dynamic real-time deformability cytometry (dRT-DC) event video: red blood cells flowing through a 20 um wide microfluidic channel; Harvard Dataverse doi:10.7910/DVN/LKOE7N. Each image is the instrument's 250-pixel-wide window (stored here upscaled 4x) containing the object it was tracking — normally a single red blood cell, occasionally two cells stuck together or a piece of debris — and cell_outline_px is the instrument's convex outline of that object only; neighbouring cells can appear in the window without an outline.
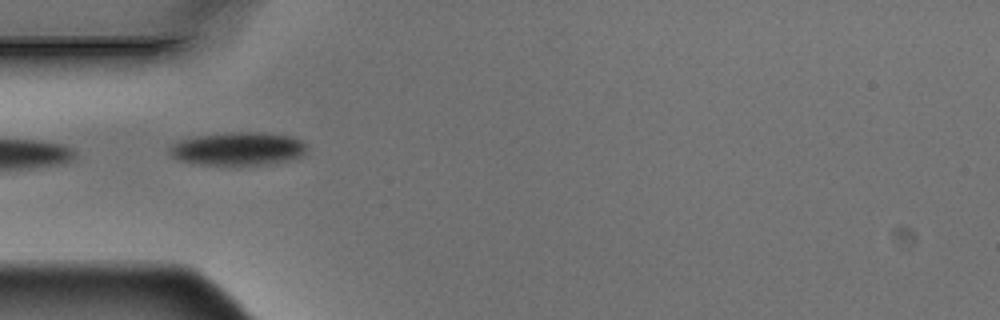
{"species": "Egyptian fruit bat (a non-hibernating species)", "species_latin": "Rousettus aegyptiacus", "temperature_condition": "warm", "stored_images_in_passage": 12, "camera_frame_rate_fps": 3000, "um_per_image_px": 0.085, "animal": {"sex": "male"}, "frame": {"image": 1, "passage_image": 2, "time_ms": 0.333, "image_size_px": [1000, 320], "cell_outline_px": [[308, 148], [300, 156], [284, 160], [260, 164], [192, 164], [176, 160], [168, 152], [168, 148], [172, 144], [180, 140], [192, 136], [228, 132], [268, 132], [292, 136], [300, 140]], "centroid_in_image_um": [20.14, 12.62], "position_along_channel_um": 64.9, "area_um2": 26.53}}
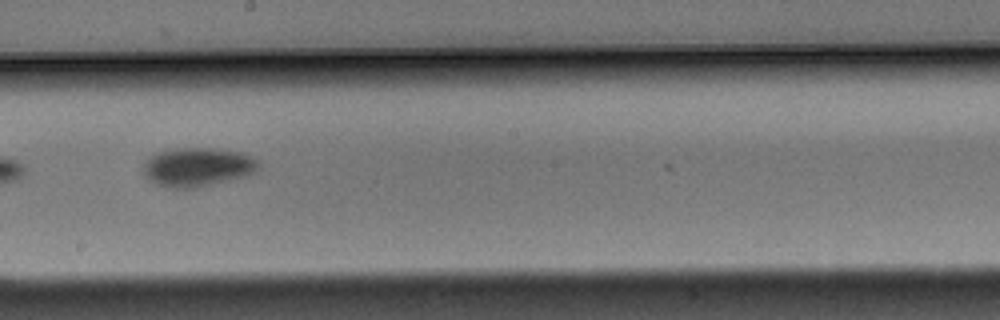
{"frame": {"image": 2, "passage_image": 6, "time_ms": 1.667, "image_size_px": [1000, 320], "cell_outline_px": [[260, 168], [256, 172], [244, 176], [196, 188], [168, 188], [152, 184], [140, 172], [144, 164], [152, 156], [160, 152], [180, 148], [208, 148], [244, 152], [256, 160], [260, 164]], "centroid_in_image_um": [16.77, 14.22], "position_along_channel_um": 231.4, "area_um2": 26.24}}
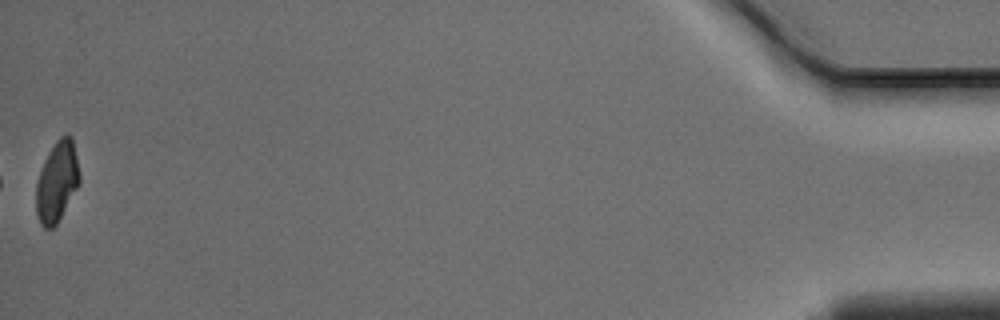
{"frame": {"image": 3, "passage_image": 12, "time_ms": 3.667, "image_size_px": [1000, 320], "cell_outline_px": [[80, 184], [56, 224], [52, 228], [44, 228], [40, 224], [36, 212], [36, 180], [44, 160], [48, 152], [56, 140], [60, 136], [68, 132], [72, 136], [80, 172]], "centroid_in_image_um": [4.85, 15.4], "position_along_channel_um": 430.4, "area_um2": 20.63}}